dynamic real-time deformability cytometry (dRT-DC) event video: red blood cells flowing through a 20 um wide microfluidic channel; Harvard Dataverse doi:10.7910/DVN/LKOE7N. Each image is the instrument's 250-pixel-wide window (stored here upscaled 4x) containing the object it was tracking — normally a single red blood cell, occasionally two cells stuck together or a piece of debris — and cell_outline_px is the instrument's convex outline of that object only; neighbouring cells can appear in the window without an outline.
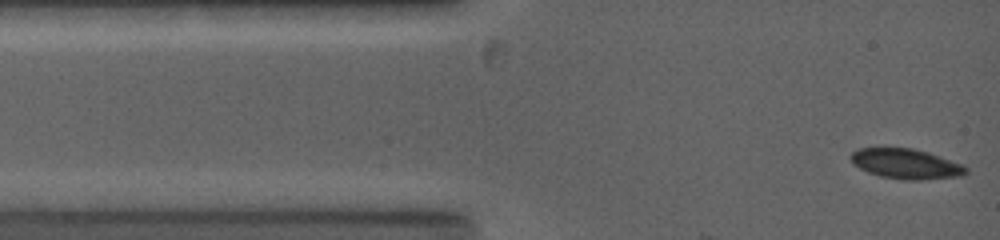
{"species": "common noctule bat (a hibernating species)", "species_latin": "Nyctalus noctula", "temperature_condition": "warm", "stored_images_in_passage": 8, "camera_frame_rate_fps": 5000, "um_per_image_px": 0.085, "animal": {"sex": "female", "body_mass_g": 19.0, "forearm_length_mm": 53.3}, "frame": {"image": 1, "passage_image": 1, "time_ms": 0.0, "image_size_px": [1000, 240], "cell_outline_px": [[968, 172], [964, 176], [920, 180], [904, 180], [880, 176], [868, 172], [852, 164], [848, 156], [852, 152], [860, 148], [912, 148], [928, 152], [940, 156], [960, 164], [968, 168]], "centroid_in_image_um": [76.99, 13.93], "position_along_channel_um": 8.0, "area_um2": 20.29}}